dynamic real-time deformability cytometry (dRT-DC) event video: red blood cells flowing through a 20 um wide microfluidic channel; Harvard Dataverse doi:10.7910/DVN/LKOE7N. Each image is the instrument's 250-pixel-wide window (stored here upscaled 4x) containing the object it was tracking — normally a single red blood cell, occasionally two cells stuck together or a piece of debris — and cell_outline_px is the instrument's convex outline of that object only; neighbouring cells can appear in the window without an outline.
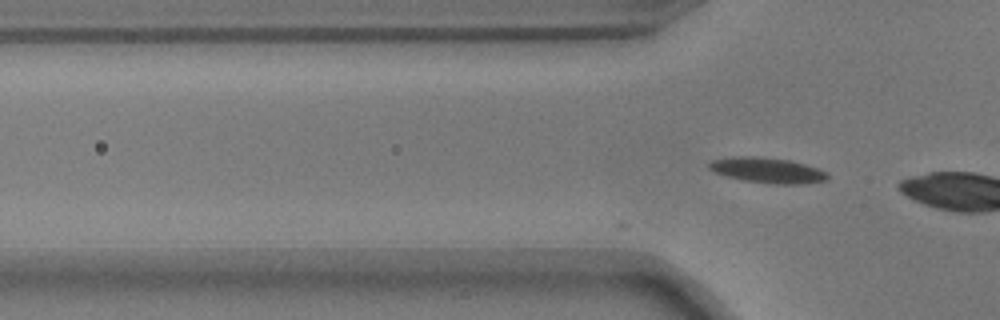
{"species": "common noctule bat (a hibernating species)", "species_latin": "Nyctalus noctula", "temperature_condition": "warm", "stored_images_in_passage": 2, "camera_frame_rate_fps": 3000, "um_per_image_px": 0.085, "animal": {"sex": "male", "body_mass_g": 17.9}, "frame": {"image": 1, "passage_image": 2, "time_ms": 0.333, "image_size_px": [1000, 320], "cell_outline_px": [[828, 180], [800, 184], [772, 184], [744, 180], [728, 176], [716, 172], [708, 168], [708, 164], [712, 160], [732, 156], [752, 156], [792, 160], [828, 172]], "centroid_in_image_um": [65.25, 14.47], "position_along_channel_um": 60.6, "area_um2": 17.46}}